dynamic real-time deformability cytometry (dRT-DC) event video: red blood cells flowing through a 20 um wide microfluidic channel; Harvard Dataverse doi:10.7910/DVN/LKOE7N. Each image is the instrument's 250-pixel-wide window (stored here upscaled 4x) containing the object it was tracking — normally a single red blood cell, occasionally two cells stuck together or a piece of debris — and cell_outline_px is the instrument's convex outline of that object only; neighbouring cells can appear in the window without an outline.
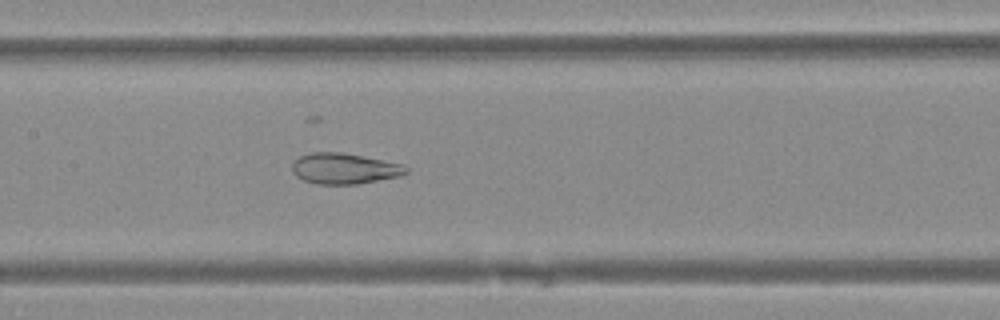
{"species": "Egyptian fruit bat (a non-hibernating species)", "species_latin": "Rousettus aegyptiacus", "temperature_condition": "warm", "stored_images_in_passage": 44, "camera_frame_rate_fps": 3000, "um_per_image_px": 0.085, "animal": {"sex": "female"}, "frame": {"image": 1, "passage_image": 20, "time_ms": 6.333, "image_size_px": [1000, 320], "cell_outline_px": [[408, 172], [400, 176], [356, 184], [316, 184], [304, 180], [296, 176], [292, 172], [292, 164], [300, 156], [312, 152], [340, 152], [404, 164], [408, 168]], "centroid_in_image_um": [29.27, 14.33], "position_along_channel_um": 178.1, "area_um2": 20.35}}
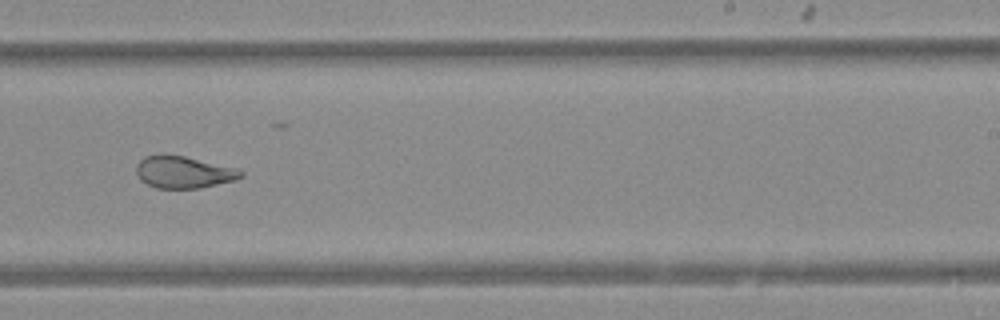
{"frame": {"image": 2, "passage_image": 27, "time_ms": 8.667, "image_size_px": [1000, 320], "cell_outline_px": [[244, 176], [236, 180], [200, 188], [156, 188], [140, 180], [136, 172], [136, 164], [144, 156], [160, 152], [164, 152], [184, 156], [236, 168], [244, 172]], "centroid_in_image_um": [15.57, 14.61], "position_along_channel_um": 273.4, "area_um2": 19.88}}
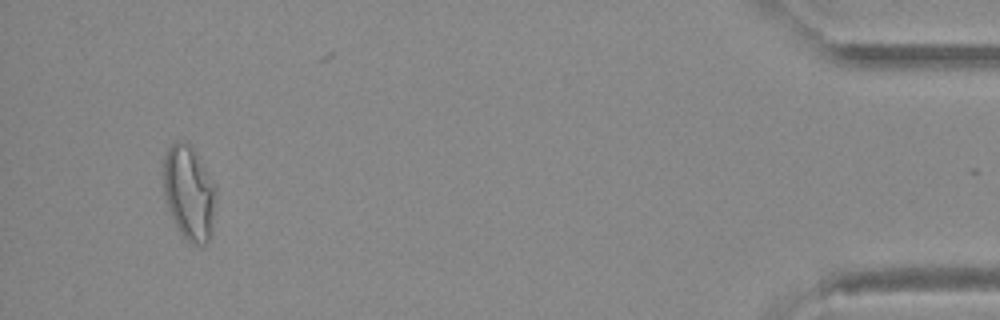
{"frame": {"image": 3, "passage_image": 43, "time_ms": 14.0, "image_size_px": [1000, 320], "cell_outline_px": [[216, 188], [208, 240], [200, 248], [192, 244], [180, 232], [168, 208], [164, 196], [164, 156], [168, 148], [176, 140], [180, 140], [188, 144], [196, 152], [216, 184]], "centroid_in_image_um": [16.05, 16.34], "position_along_channel_um": 419.1, "area_um2": 28.44}}